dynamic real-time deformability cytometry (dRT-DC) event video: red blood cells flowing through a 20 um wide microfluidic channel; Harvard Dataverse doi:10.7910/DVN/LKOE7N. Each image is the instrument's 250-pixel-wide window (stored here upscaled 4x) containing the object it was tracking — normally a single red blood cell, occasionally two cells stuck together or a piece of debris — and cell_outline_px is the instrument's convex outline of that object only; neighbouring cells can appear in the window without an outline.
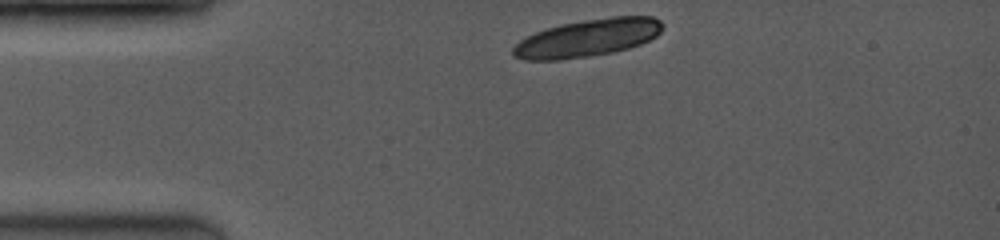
{"species": "common noctule bat (a hibernating species)", "species_latin": "Nyctalus noctula", "temperature_condition": "room temperature", "stored_images_in_passage": 3, "camera_frame_rate_fps": 3500, "um_per_image_px": 0.085, "animal": {"sex": "female", "body_mass_g": 19.0, "forearm_length_mm": 53.3}, "frame": {"image": 1, "passage_image": 1, "time_ms": 0.0, "image_size_px": [1000, 240], "cell_outline_px": [[660, 32], [656, 36], [640, 44], [628, 48], [612, 52], [588, 56], [560, 60], [524, 60], [512, 56], [512, 48], [520, 40], [536, 32], [560, 24], [584, 20], [612, 16], [652, 16], [660, 20]], "centroid_in_image_um": [49.91, 3.23], "position_along_channel_um": 35.1, "area_um2": 32.43}}